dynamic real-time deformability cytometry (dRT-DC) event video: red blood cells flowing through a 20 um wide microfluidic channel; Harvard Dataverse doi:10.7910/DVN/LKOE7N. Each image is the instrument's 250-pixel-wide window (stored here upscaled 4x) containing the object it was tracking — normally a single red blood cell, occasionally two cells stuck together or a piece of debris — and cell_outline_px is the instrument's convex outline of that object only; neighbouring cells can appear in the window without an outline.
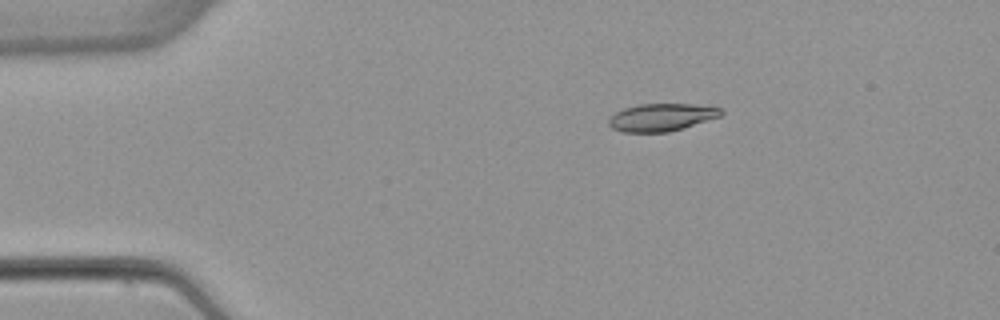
{"species": "common noctule bat (a hibernating species)", "species_latin": "Nyctalus noctula", "temperature_condition": "warm", "stored_images_in_passage": 4, "camera_frame_rate_fps": 3000, "um_per_image_px": 0.085, "animal": {"sex": "female", "body_mass_g": 22.7, "forearm_length_mm": 54.2}, "frame": {"image": 1, "passage_image": 1, "time_ms": 0.0, "image_size_px": [1000, 320], "cell_outline_px": [[724, 112], [720, 116], [684, 128], [668, 132], [624, 132], [612, 128], [608, 124], [608, 120], [616, 112], [624, 108], [640, 104], [692, 104], [720, 108]], "centroid_in_image_um": [56.22, 9.97], "position_along_channel_um": 28.8, "area_um2": 17.92}}
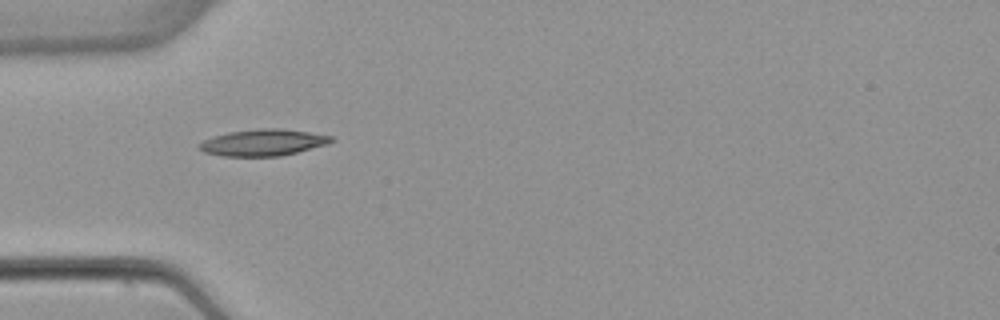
{"frame": {"image": 2, "passage_image": 3, "time_ms": 2.333, "image_size_px": [1000, 320], "cell_outline_px": [[336, 140], [328, 144], [280, 156], [220, 156], [204, 152], [196, 144], [212, 136], [228, 132], [260, 128], [280, 128], [308, 132], [332, 136]], "centroid_in_image_um": [22.35, 12.11], "position_along_channel_um": 62.7, "area_um2": 20.46}}
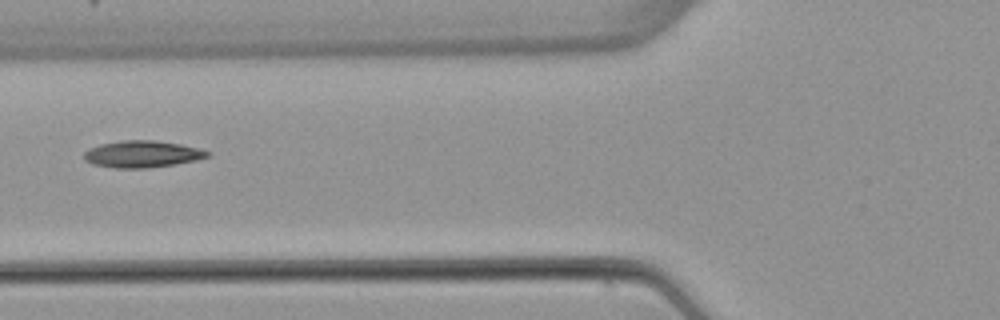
{"frame": {"image": 3, "passage_image": 4, "time_ms": 3.667, "image_size_px": [1000, 320], "cell_outline_px": [[212, 152], [208, 156], [196, 160], [148, 168], [116, 168], [92, 164], [84, 160], [84, 152], [88, 148], [100, 144], [120, 140], [156, 140], [180, 144]], "centroid_in_image_um": [12.04, 13.09], "position_along_channel_um": 113.8, "area_um2": 19.25}}